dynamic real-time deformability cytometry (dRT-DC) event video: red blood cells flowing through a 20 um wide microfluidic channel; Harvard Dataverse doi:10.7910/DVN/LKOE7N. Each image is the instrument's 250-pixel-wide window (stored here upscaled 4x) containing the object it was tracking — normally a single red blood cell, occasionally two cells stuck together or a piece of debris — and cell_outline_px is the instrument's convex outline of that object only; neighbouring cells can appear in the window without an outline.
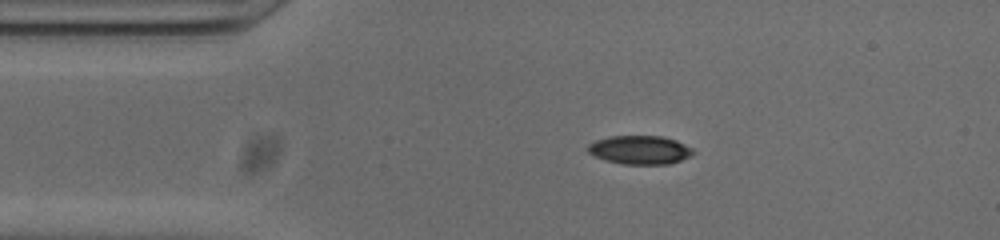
{"species": "common noctule bat (a hibernating species)", "species_latin": "Nyctalus noctula", "temperature_condition": "cold", "stored_images_in_passage": 44, "camera_frame_rate_fps": 3000, "um_per_image_px": 0.085, "animal": {"sex": "male", "body_mass_g": 20.0, "forearm_length_mm": 53.3}, "frame": {"image": 1, "passage_image": 1, "time_ms": 0.0, "image_size_px": [1000, 240], "cell_outline_px": [[696, 152], [680, 160], [668, 164], [624, 164], [608, 160], [596, 156], [588, 152], [588, 144], [596, 140], [608, 136], [660, 136], [676, 140], [692, 148]], "centroid_in_image_um": [54.39, 12.73], "position_along_channel_um": 30.6, "area_um2": 17.34}}
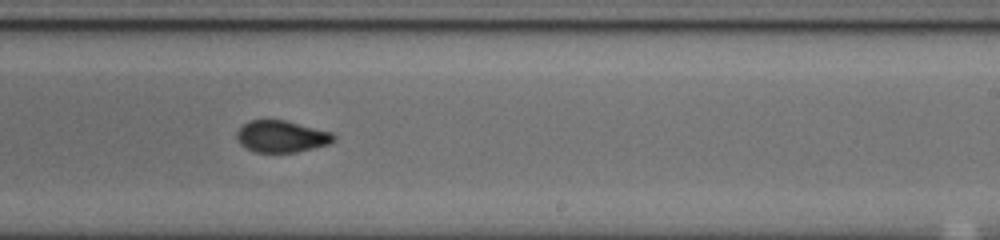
{"frame": {"image": 2, "passage_image": 22, "time_ms": 7.0, "image_size_px": [1000, 240], "cell_outline_px": [[336, 140], [328, 144], [296, 152], [256, 152], [240, 144], [236, 136], [236, 132], [248, 120], [284, 120], [332, 132], [336, 136]], "centroid_in_image_um": [23.94, 11.59], "position_along_channel_um": 265.1, "area_um2": 17.8}}
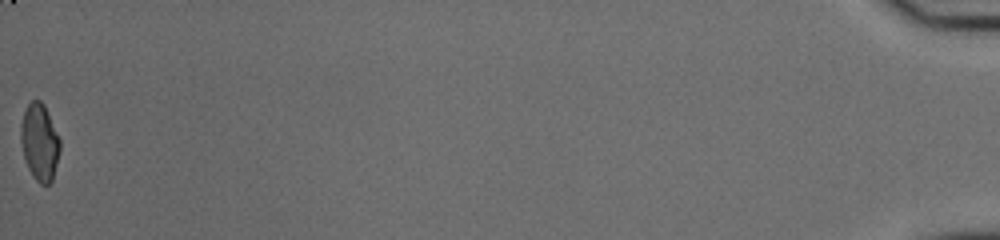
{"frame": {"image": 3, "passage_image": 44, "time_ms": 14.333, "image_size_px": [1000, 240], "cell_outline_px": [[60, 148], [52, 180], [48, 184], [40, 184], [36, 180], [28, 168], [24, 156], [20, 140], [20, 124], [24, 112], [28, 104], [32, 100], [40, 100], [44, 104], [60, 140]], "centroid_in_image_um": [3.35, 12.06], "position_along_channel_um": 431.8, "area_um2": 17.34}, "authors_computed_cell_mechanics": {"area_um2": 18.2648, "velocity_mm_per_s": 3.8361, "shape_relaxation_time_tau1_ms": 7.8528, "shape_relaxation_time_tau2_ms": 1.8631, "deformation_change_tau1": 0.1903, "deformation_change_tau2": 0.0563}}